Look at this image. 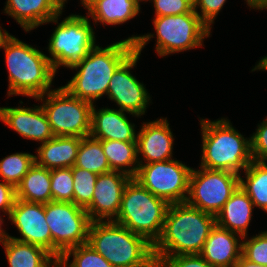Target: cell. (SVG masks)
Wrapping results in <instances>:
<instances>
[{
	"mask_svg": "<svg viewBox=\"0 0 267 267\" xmlns=\"http://www.w3.org/2000/svg\"><path fill=\"white\" fill-rule=\"evenodd\" d=\"M73 259L70 263V257ZM58 267H114L88 243L68 249L58 260Z\"/></svg>",
	"mask_w": 267,
	"mask_h": 267,
	"instance_id": "obj_30",
	"label": "cell"
},
{
	"mask_svg": "<svg viewBox=\"0 0 267 267\" xmlns=\"http://www.w3.org/2000/svg\"><path fill=\"white\" fill-rule=\"evenodd\" d=\"M156 267H215L200 254L154 256Z\"/></svg>",
	"mask_w": 267,
	"mask_h": 267,
	"instance_id": "obj_34",
	"label": "cell"
},
{
	"mask_svg": "<svg viewBox=\"0 0 267 267\" xmlns=\"http://www.w3.org/2000/svg\"><path fill=\"white\" fill-rule=\"evenodd\" d=\"M155 49L159 57L203 46L211 29L193 10L191 13L154 17Z\"/></svg>",
	"mask_w": 267,
	"mask_h": 267,
	"instance_id": "obj_10",
	"label": "cell"
},
{
	"mask_svg": "<svg viewBox=\"0 0 267 267\" xmlns=\"http://www.w3.org/2000/svg\"><path fill=\"white\" fill-rule=\"evenodd\" d=\"M242 241V256L252 263L267 265V231Z\"/></svg>",
	"mask_w": 267,
	"mask_h": 267,
	"instance_id": "obj_33",
	"label": "cell"
},
{
	"mask_svg": "<svg viewBox=\"0 0 267 267\" xmlns=\"http://www.w3.org/2000/svg\"><path fill=\"white\" fill-rule=\"evenodd\" d=\"M226 1L227 0H196L194 3V11L211 29L214 19H216ZM198 8L201 11L200 13L198 12Z\"/></svg>",
	"mask_w": 267,
	"mask_h": 267,
	"instance_id": "obj_37",
	"label": "cell"
},
{
	"mask_svg": "<svg viewBox=\"0 0 267 267\" xmlns=\"http://www.w3.org/2000/svg\"><path fill=\"white\" fill-rule=\"evenodd\" d=\"M15 189L16 199L43 204L51 202L50 170L35 163Z\"/></svg>",
	"mask_w": 267,
	"mask_h": 267,
	"instance_id": "obj_25",
	"label": "cell"
},
{
	"mask_svg": "<svg viewBox=\"0 0 267 267\" xmlns=\"http://www.w3.org/2000/svg\"><path fill=\"white\" fill-rule=\"evenodd\" d=\"M72 174L74 181L73 203L85 209L92 201L98 174L75 165L72 167Z\"/></svg>",
	"mask_w": 267,
	"mask_h": 267,
	"instance_id": "obj_31",
	"label": "cell"
},
{
	"mask_svg": "<svg viewBox=\"0 0 267 267\" xmlns=\"http://www.w3.org/2000/svg\"><path fill=\"white\" fill-rule=\"evenodd\" d=\"M36 101L43 102L41 106L54 136H89L93 108L90 102L73 96L63 86L37 97Z\"/></svg>",
	"mask_w": 267,
	"mask_h": 267,
	"instance_id": "obj_7",
	"label": "cell"
},
{
	"mask_svg": "<svg viewBox=\"0 0 267 267\" xmlns=\"http://www.w3.org/2000/svg\"><path fill=\"white\" fill-rule=\"evenodd\" d=\"M215 225L213 214L186 202L169 204L163 231L153 245L154 256L200 254Z\"/></svg>",
	"mask_w": 267,
	"mask_h": 267,
	"instance_id": "obj_1",
	"label": "cell"
},
{
	"mask_svg": "<svg viewBox=\"0 0 267 267\" xmlns=\"http://www.w3.org/2000/svg\"><path fill=\"white\" fill-rule=\"evenodd\" d=\"M75 166L98 175L112 171L101 142L91 136L82 137Z\"/></svg>",
	"mask_w": 267,
	"mask_h": 267,
	"instance_id": "obj_28",
	"label": "cell"
},
{
	"mask_svg": "<svg viewBox=\"0 0 267 267\" xmlns=\"http://www.w3.org/2000/svg\"><path fill=\"white\" fill-rule=\"evenodd\" d=\"M132 178L120 171L98 175L91 203L85 208L93 221H114L127 183Z\"/></svg>",
	"mask_w": 267,
	"mask_h": 267,
	"instance_id": "obj_15",
	"label": "cell"
},
{
	"mask_svg": "<svg viewBox=\"0 0 267 267\" xmlns=\"http://www.w3.org/2000/svg\"><path fill=\"white\" fill-rule=\"evenodd\" d=\"M95 107L93 105L89 136L97 140L137 142L135 124L130 122L124 111L108 107L97 110Z\"/></svg>",
	"mask_w": 267,
	"mask_h": 267,
	"instance_id": "obj_19",
	"label": "cell"
},
{
	"mask_svg": "<svg viewBox=\"0 0 267 267\" xmlns=\"http://www.w3.org/2000/svg\"><path fill=\"white\" fill-rule=\"evenodd\" d=\"M114 267H156L153 244L114 221H93L88 242Z\"/></svg>",
	"mask_w": 267,
	"mask_h": 267,
	"instance_id": "obj_4",
	"label": "cell"
},
{
	"mask_svg": "<svg viewBox=\"0 0 267 267\" xmlns=\"http://www.w3.org/2000/svg\"><path fill=\"white\" fill-rule=\"evenodd\" d=\"M140 0H98L88 9L91 17L104 26L120 25L136 17L140 12Z\"/></svg>",
	"mask_w": 267,
	"mask_h": 267,
	"instance_id": "obj_24",
	"label": "cell"
},
{
	"mask_svg": "<svg viewBox=\"0 0 267 267\" xmlns=\"http://www.w3.org/2000/svg\"><path fill=\"white\" fill-rule=\"evenodd\" d=\"M13 37V35H10L8 31L3 29L0 26V49L4 48L7 42Z\"/></svg>",
	"mask_w": 267,
	"mask_h": 267,
	"instance_id": "obj_41",
	"label": "cell"
},
{
	"mask_svg": "<svg viewBox=\"0 0 267 267\" xmlns=\"http://www.w3.org/2000/svg\"><path fill=\"white\" fill-rule=\"evenodd\" d=\"M167 118L143 122L137 133L139 165L172 159L174 135ZM139 155H142V159Z\"/></svg>",
	"mask_w": 267,
	"mask_h": 267,
	"instance_id": "obj_16",
	"label": "cell"
},
{
	"mask_svg": "<svg viewBox=\"0 0 267 267\" xmlns=\"http://www.w3.org/2000/svg\"><path fill=\"white\" fill-rule=\"evenodd\" d=\"M3 49L9 73V97L22 95L36 99L52 90L56 71L47 55L14 35Z\"/></svg>",
	"mask_w": 267,
	"mask_h": 267,
	"instance_id": "obj_3",
	"label": "cell"
},
{
	"mask_svg": "<svg viewBox=\"0 0 267 267\" xmlns=\"http://www.w3.org/2000/svg\"><path fill=\"white\" fill-rule=\"evenodd\" d=\"M9 267H58V260L46 249L16 241L8 236L2 239Z\"/></svg>",
	"mask_w": 267,
	"mask_h": 267,
	"instance_id": "obj_23",
	"label": "cell"
},
{
	"mask_svg": "<svg viewBox=\"0 0 267 267\" xmlns=\"http://www.w3.org/2000/svg\"><path fill=\"white\" fill-rule=\"evenodd\" d=\"M153 2L155 17L191 13L194 4L189 0H146Z\"/></svg>",
	"mask_w": 267,
	"mask_h": 267,
	"instance_id": "obj_35",
	"label": "cell"
},
{
	"mask_svg": "<svg viewBox=\"0 0 267 267\" xmlns=\"http://www.w3.org/2000/svg\"><path fill=\"white\" fill-rule=\"evenodd\" d=\"M112 171H120L134 178L139 168L137 142L99 140Z\"/></svg>",
	"mask_w": 267,
	"mask_h": 267,
	"instance_id": "obj_26",
	"label": "cell"
},
{
	"mask_svg": "<svg viewBox=\"0 0 267 267\" xmlns=\"http://www.w3.org/2000/svg\"><path fill=\"white\" fill-rule=\"evenodd\" d=\"M240 186V175L226 170L192 168L186 203L217 215Z\"/></svg>",
	"mask_w": 267,
	"mask_h": 267,
	"instance_id": "obj_12",
	"label": "cell"
},
{
	"mask_svg": "<svg viewBox=\"0 0 267 267\" xmlns=\"http://www.w3.org/2000/svg\"><path fill=\"white\" fill-rule=\"evenodd\" d=\"M45 218L52 235V255L57 260L68 249L88 242L91 220L84 208L51 201L45 204Z\"/></svg>",
	"mask_w": 267,
	"mask_h": 267,
	"instance_id": "obj_11",
	"label": "cell"
},
{
	"mask_svg": "<svg viewBox=\"0 0 267 267\" xmlns=\"http://www.w3.org/2000/svg\"><path fill=\"white\" fill-rule=\"evenodd\" d=\"M254 207L250 197L239 186L215 216L216 225L242 237L247 236Z\"/></svg>",
	"mask_w": 267,
	"mask_h": 267,
	"instance_id": "obj_22",
	"label": "cell"
},
{
	"mask_svg": "<svg viewBox=\"0 0 267 267\" xmlns=\"http://www.w3.org/2000/svg\"><path fill=\"white\" fill-rule=\"evenodd\" d=\"M240 175V187L247 193L255 207L267 212V161L253 160Z\"/></svg>",
	"mask_w": 267,
	"mask_h": 267,
	"instance_id": "obj_27",
	"label": "cell"
},
{
	"mask_svg": "<svg viewBox=\"0 0 267 267\" xmlns=\"http://www.w3.org/2000/svg\"><path fill=\"white\" fill-rule=\"evenodd\" d=\"M251 9L263 10L267 9V0H245Z\"/></svg>",
	"mask_w": 267,
	"mask_h": 267,
	"instance_id": "obj_39",
	"label": "cell"
},
{
	"mask_svg": "<svg viewBox=\"0 0 267 267\" xmlns=\"http://www.w3.org/2000/svg\"><path fill=\"white\" fill-rule=\"evenodd\" d=\"M169 204L132 178L126 185L114 222L155 244L163 231Z\"/></svg>",
	"mask_w": 267,
	"mask_h": 267,
	"instance_id": "obj_6",
	"label": "cell"
},
{
	"mask_svg": "<svg viewBox=\"0 0 267 267\" xmlns=\"http://www.w3.org/2000/svg\"><path fill=\"white\" fill-rule=\"evenodd\" d=\"M153 37L154 34L148 33L127 38L135 43L136 50L116 69L107 90V98L114 101L119 110L136 117L145 115L151 97L143 82H139L130 69L135 67L142 49Z\"/></svg>",
	"mask_w": 267,
	"mask_h": 267,
	"instance_id": "obj_9",
	"label": "cell"
},
{
	"mask_svg": "<svg viewBox=\"0 0 267 267\" xmlns=\"http://www.w3.org/2000/svg\"><path fill=\"white\" fill-rule=\"evenodd\" d=\"M8 218L21 238L7 235L8 237L40 246L52 254V235L45 218V204L16 199Z\"/></svg>",
	"mask_w": 267,
	"mask_h": 267,
	"instance_id": "obj_14",
	"label": "cell"
},
{
	"mask_svg": "<svg viewBox=\"0 0 267 267\" xmlns=\"http://www.w3.org/2000/svg\"><path fill=\"white\" fill-rule=\"evenodd\" d=\"M50 179L52 201L73 203L74 181L72 168L50 170Z\"/></svg>",
	"mask_w": 267,
	"mask_h": 267,
	"instance_id": "obj_32",
	"label": "cell"
},
{
	"mask_svg": "<svg viewBox=\"0 0 267 267\" xmlns=\"http://www.w3.org/2000/svg\"><path fill=\"white\" fill-rule=\"evenodd\" d=\"M94 34L88 16L71 14L58 23L46 48L54 70L57 72L60 66L69 68L86 57L97 45Z\"/></svg>",
	"mask_w": 267,
	"mask_h": 267,
	"instance_id": "obj_8",
	"label": "cell"
},
{
	"mask_svg": "<svg viewBox=\"0 0 267 267\" xmlns=\"http://www.w3.org/2000/svg\"><path fill=\"white\" fill-rule=\"evenodd\" d=\"M202 156L200 167L226 170L241 175L253 161L250 138L236 130L230 120L201 119Z\"/></svg>",
	"mask_w": 267,
	"mask_h": 267,
	"instance_id": "obj_5",
	"label": "cell"
},
{
	"mask_svg": "<svg viewBox=\"0 0 267 267\" xmlns=\"http://www.w3.org/2000/svg\"><path fill=\"white\" fill-rule=\"evenodd\" d=\"M135 50V43L127 39L105 48L96 45L86 57L69 67L77 72L63 87L73 96L94 105L95 100L107 95L114 72Z\"/></svg>",
	"mask_w": 267,
	"mask_h": 267,
	"instance_id": "obj_2",
	"label": "cell"
},
{
	"mask_svg": "<svg viewBox=\"0 0 267 267\" xmlns=\"http://www.w3.org/2000/svg\"><path fill=\"white\" fill-rule=\"evenodd\" d=\"M235 267H267V265L252 263L241 256L240 259L236 262Z\"/></svg>",
	"mask_w": 267,
	"mask_h": 267,
	"instance_id": "obj_40",
	"label": "cell"
},
{
	"mask_svg": "<svg viewBox=\"0 0 267 267\" xmlns=\"http://www.w3.org/2000/svg\"><path fill=\"white\" fill-rule=\"evenodd\" d=\"M242 241L241 235L215 225L200 255L215 267H235L242 256Z\"/></svg>",
	"mask_w": 267,
	"mask_h": 267,
	"instance_id": "obj_20",
	"label": "cell"
},
{
	"mask_svg": "<svg viewBox=\"0 0 267 267\" xmlns=\"http://www.w3.org/2000/svg\"><path fill=\"white\" fill-rule=\"evenodd\" d=\"M1 217L2 216H0V238L4 239L8 235V233L2 229V224L4 223V220Z\"/></svg>",
	"mask_w": 267,
	"mask_h": 267,
	"instance_id": "obj_44",
	"label": "cell"
},
{
	"mask_svg": "<svg viewBox=\"0 0 267 267\" xmlns=\"http://www.w3.org/2000/svg\"><path fill=\"white\" fill-rule=\"evenodd\" d=\"M65 6L63 0H7L4 13L31 32L47 23H58Z\"/></svg>",
	"mask_w": 267,
	"mask_h": 267,
	"instance_id": "obj_18",
	"label": "cell"
},
{
	"mask_svg": "<svg viewBox=\"0 0 267 267\" xmlns=\"http://www.w3.org/2000/svg\"><path fill=\"white\" fill-rule=\"evenodd\" d=\"M251 71L264 70L267 71V56L262 57Z\"/></svg>",
	"mask_w": 267,
	"mask_h": 267,
	"instance_id": "obj_42",
	"label": "cell"
},
{
	"mask_svg": "<svg viewBox=\"0 0 267 267\" xmlns=\"http://www.w3.org/2000/svg\"><path fill=\"white\" fill-rule=\"evenodd\" d=\"M35 164V155L17 152L0 160V178L16 188L28 170Z\"/></svg>",
	"mask_w": 267,
	"mask_h": 267,
	"instance_id": "obj_29",
	"label": "cell"
},
{
	"mask_svg": "<svg viewBox=\"0 0 267 267\" xmlns=\"http://www.w3.org/2000/svg\"><path fill=\"white\" fill-rule=\"evenodd\" d=\"M80 1L81 4L85 7V9L88 10L98 0H80Z\"/></svg>",
	"mask_w": 267,
	"mask_h": 267,
	"instance_id": "obj_43",
	"label": "cell"
},
{
	"mask_svg": "<svg viewBox=\"0 0 267 267\" xmlns=\"http://www.w3.org/2000/svg\"><path fill=\"white\" fill-rule=\"evenodd\" d=\"M0 120L23 138L39 143L54 137L49 121L42 106L0 107Z\"/></svg>",
	"mask_w": 267,
	"mask_h": 267,
	"instance_id": "obj_17",
	"label": "cell"
},
{
	"mask_svg": "<svg viewBox=\"0 0 267 267\" xmlns=\"http://www.w3.org/2000/svg\"><path fill=\"white\" fill-rule=\"evenodd\" d=\"M16 200V189L4 181L0 182V211L10 215Z\"/></svg>",
	"mask_w": 267,
	"mask_h": 267,
	"instance_id": "obj_38",
	"label": "cell"
},
{
	"mask_svg": "<svg viewBox=\"0 0 267 267\" xmlns=\"http://www.w3.org/2000/svg\"><path fill=\"white\" fill-rule=\"evenodd\" d=\"M80 137L54 136L37 148L35 163L46 169L72 168L77 159Z\"/></svg>",
	"mask_w": 267,
	"mask_h": 267,
	"instance_id": "obj_21",
	"label": "cell"
},
{
	"mask_svg": "<svg viewBox=\"0 0 267 267\" xmlns=\"http://www.w3.org/2000/svg\"><path fill=\"white\" fill-rule=\"evenodd\" d=\"M251 154L255 161H267V118L258 124L250 137Z\"/></svg>",
	"mask_w": 267,
	"mask_h": 267,
	"instance_id": "obj_36",
	"label": "cell"
},
{
	"mask_svg": "<svg viewBox=\"0 0 267 267\" xmlns=\"http://www.w3.org/2000/svg\"><path fill=\"white\" fill-rule=\"evenodd\" d=\"M192 167L180 160L139 165L134 179L168 204L186 202Z\"/></svg>",
	"mask_w": 267,
	"mask_h": 267,
	"instance_id": "obj_13",
	"label": "cell"
}]
</instances>
